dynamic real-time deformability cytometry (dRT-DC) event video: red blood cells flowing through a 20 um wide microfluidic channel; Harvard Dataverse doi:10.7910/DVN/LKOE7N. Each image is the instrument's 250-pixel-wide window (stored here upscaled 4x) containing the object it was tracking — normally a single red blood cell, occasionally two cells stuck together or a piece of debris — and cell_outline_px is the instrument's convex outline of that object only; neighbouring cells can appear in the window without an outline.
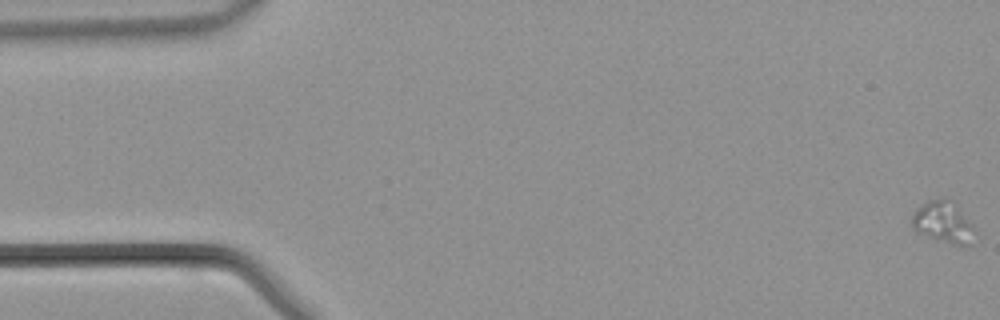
{"species": "common noctule bat (a hibernating species)", "species_latin": "Nyctalus noctula", "temperature_condition": "warm", "stored_images_in_passage": 29, "camera_frame_rate_fps": 3000, "um_per_image_px": 0.085, "animal": {"sex": "male", "body_mass_g": 21.5, "forearm_length_mm": 52.0}, "frame": {"image": 1, "passage_image": 1, "time_ms": 0.0, "image_size_px": [1000, 320], "cell_outline_px": [[976, 232], [968, 244], [952, 244], [936, 240], [916, 232], [912, 228], [912, 212], [916, 208], [928, 200], [944, 196], [952, 200], [976, 228]], "centroid_in_image_um": [80.15, 18.85], "position_along_channel_um": 4.9, "area_um2": 15.49}}
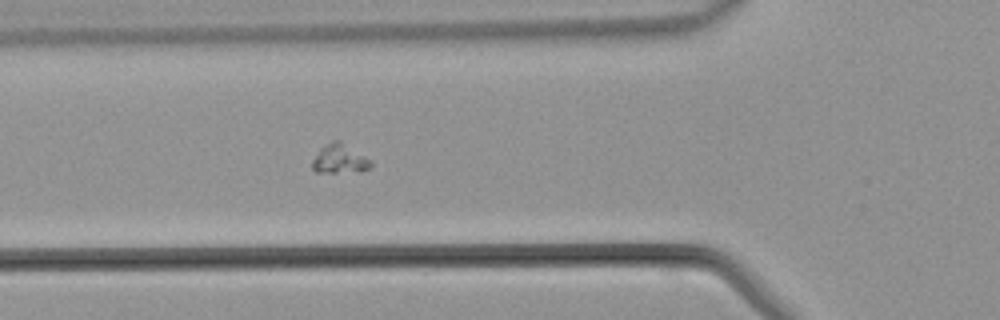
{"frame": {"image": 2, "passage_image": 17, "time_ms": 5.333, "image_size_px": [1000, 320], "cell_outline_px": [[372, 168], [360, 172], [316, 172], [312, 168], [312, 160], [320, 148], [332, 140], [340, 140], [372, 160]], "centroid_in_image_um": [28.9, 13.51], "position_along_channel_um": 96.9, "area_um2": 10.17}}